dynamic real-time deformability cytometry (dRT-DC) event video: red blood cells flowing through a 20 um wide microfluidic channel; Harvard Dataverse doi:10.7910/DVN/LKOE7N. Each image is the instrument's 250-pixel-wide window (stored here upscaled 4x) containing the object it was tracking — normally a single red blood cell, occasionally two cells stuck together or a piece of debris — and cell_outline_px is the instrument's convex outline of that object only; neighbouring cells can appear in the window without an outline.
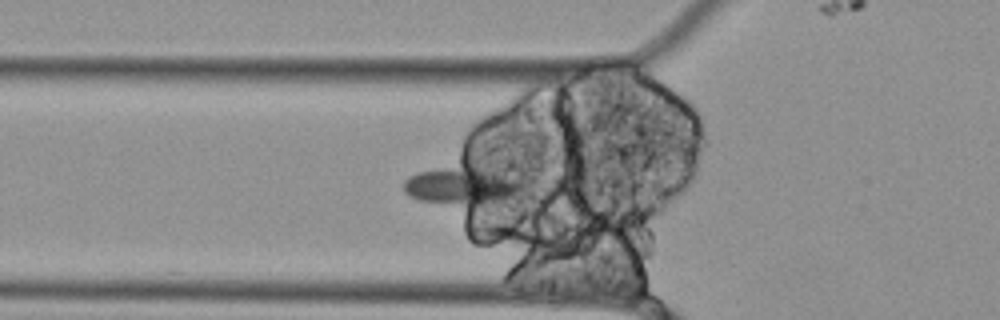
{"species": "Egyptian fruit bat (a non-hibernating species)", "species_latin": "Rousettus aegyptiacus", "temperature_condition": "cold", "stored_images_in_passage": 35, "camera_frame_rate_fps": 3000, "um_per_image_px": 0.085, "animal": {"sex": "female"}, "frame": {"image": 1, "passage_image": 3, "time_ms": 0.667, "image_size_px": [1000, 320], "cell_outline_px": [[520, 196], [472, 208], [416, 200], [408, 196], [404, 192], [404, 180], [408, 176], [416, 172], [444, 168], [484, 168], [512, 180], [520, 184]], "centroid_in_image_um": [39.15, 15.89], "position_along_channel_um": 86.6, "area_um2": 25.78}}
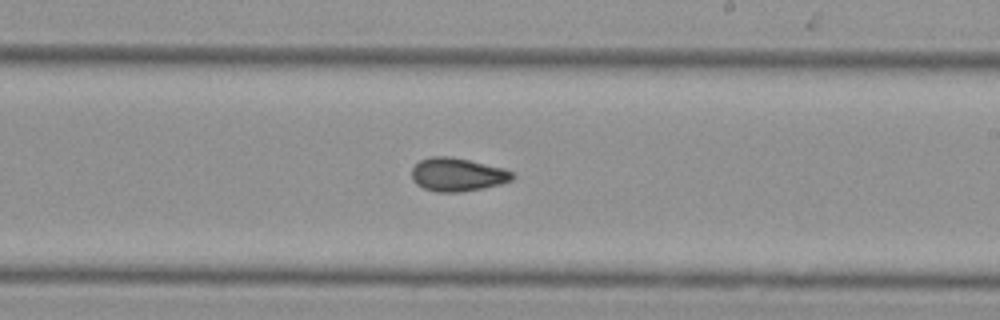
{"frame": {"image": 2, "passage_image": 17, "time_ms": 5.333, "image_size_px": [1000, 320], "cell_outline_px": [[516, 176], [512, 180], [500, 184], [484, 188], [460, 192], [436, 192], [424, 188], [416, 184], [412, 180], [412, 168], [420, 160], [432, 156], [452, 156], [504, 168], [512, 172]], "centroid_in_image_um": [38.89, 14.84], "position_along_channel_um": 250.1, "area_um2": 19.71}}
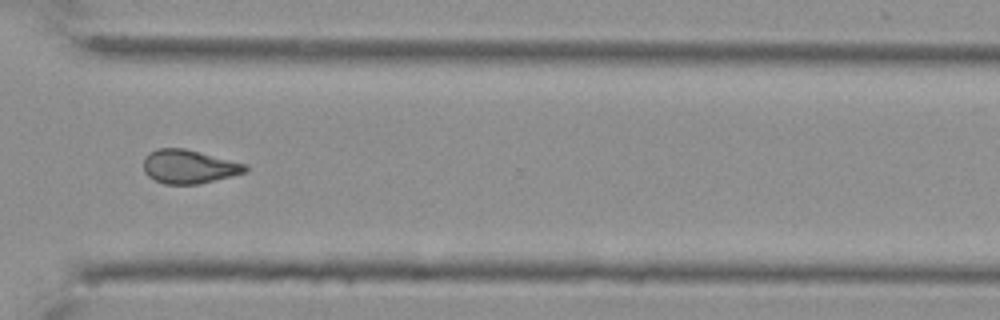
{"frame": {"image": 3, "passage_image": 26, "time_ms": 8.333, "image_size_px": [1000, 320], "cell_outline_px": [[248, 172], [232, 176], [196, 184], [164, 184], [148, 176], [144, 172], [144, 156], [148, 152], [156, 148], [184, 148], [248, 164]], "centroid_in_image_um": [16.06, 14.15], "position_along_channel_um": 354.5, "area_um2": 20.11}}